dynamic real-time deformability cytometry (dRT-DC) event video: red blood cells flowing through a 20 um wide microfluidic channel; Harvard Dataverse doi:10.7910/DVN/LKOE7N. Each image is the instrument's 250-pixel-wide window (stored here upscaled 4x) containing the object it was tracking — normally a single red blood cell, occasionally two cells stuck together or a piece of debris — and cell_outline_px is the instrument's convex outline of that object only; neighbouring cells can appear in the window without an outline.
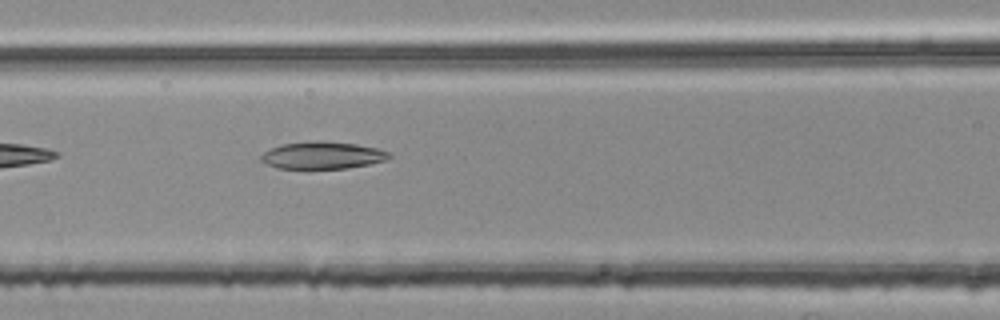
{"species": "common noctule bat (a hibernating species)", "species_latin": "Nyctalus noctula", "temperature_condition": "room temperature", "stored_images_in_passage": 5, "camera_frame_rate_fps": 3000, "um_per_image_px": 0.085, "animal": {"sex": "female", "body_mass_g": 25.1}, "frame": {"image": 1, "passage_image": 5, "time_ms": 1.333, "image_size_px": [1000, 320], "cell_outline_px": [[392, 156], [384, 160], [368, 164], [348, 168], [308, 172], [276, 168], [260, 160], [260, 156], [268, 148], [284, 144], [312, 140], [324, 140], [356, 144], [376, 148], [392, 152]], "centroid_in_image_um": [27.35, 13.24], "position_along_channel_um": 139.2, "area_um2": 21.44}}